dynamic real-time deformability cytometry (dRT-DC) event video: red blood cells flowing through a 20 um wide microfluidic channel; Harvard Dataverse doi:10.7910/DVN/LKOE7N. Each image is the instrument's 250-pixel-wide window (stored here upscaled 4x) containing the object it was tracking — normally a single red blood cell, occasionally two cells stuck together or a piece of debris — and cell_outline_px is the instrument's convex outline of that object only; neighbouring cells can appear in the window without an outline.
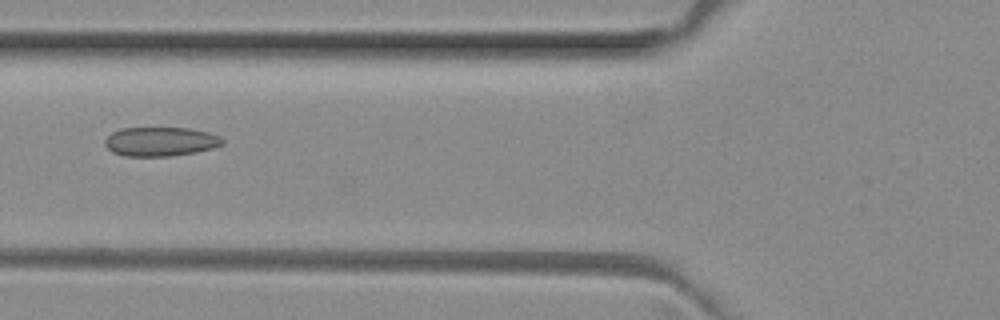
{"species": "common noctule bat (a hibernating species)", "species_latin": "Nyctalus noctula", "temperature_condition": "room temperature", "stored_images_in_passage": 4, "camera_frame_rate_fps": 3000, "um_per_image_px": 0.085, "animal": {"sex": "female", "body_mass_g": 29.2, "forearm_length_mm": 56.3}, "frame": {"image": 1, "passage_image": 4, "time_ms": 1.0, "image_size_px": [1000, 320], "cell_outline_px": [[224, 144], [212, 148], [196, 152], [172, 156], [124, 156], [112, 152], [104, 144], [104, 140], [112, 132], [120, 128], [188, 128], [208, 132], [220, 136], [224, 140]], "centroid_in_image_um": [13.64, 12.03], "position_along_channel_um": 112.2, "area_um2": 20.06}}